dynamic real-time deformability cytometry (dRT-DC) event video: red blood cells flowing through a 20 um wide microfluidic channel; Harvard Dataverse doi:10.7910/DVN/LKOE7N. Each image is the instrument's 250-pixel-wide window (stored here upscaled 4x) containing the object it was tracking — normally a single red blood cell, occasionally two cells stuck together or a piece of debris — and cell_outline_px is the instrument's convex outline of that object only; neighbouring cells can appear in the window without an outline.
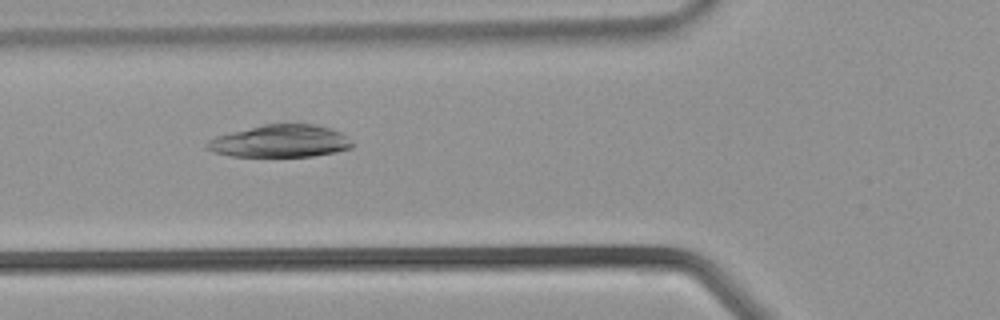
{"species": "common noctule bat (a hibernating species)", "species_latin": "Nyctalus noctula", "temperature_condition": "warm", "stored_images_in_passage": 29, "segment_of_instrument_passage": [1, 2], "camera_frame_rate_fps": 3000, "um_per_image_px": 0.085, "animal": {"sex": "male", "body_mass_g": 21.5, "forearm_length_mm": 52.0}, "frame": {"image": 1, "passage_image": 5, "time_ms": 1.333, "image_size_px": [1000, 320], "cell_outline_px": [[356, 144], [352, 148], [336, 152], [312, 156], [228, 156], [212, 152], [204, 144], [208, 140], [216, 136], [264, 124], [316, 124], [332, 128], [348, 136]], "centroid_in_image_um": [23.87, 12.0], "position_along_channel_um": 101.9, "area_um2": 27.63}}
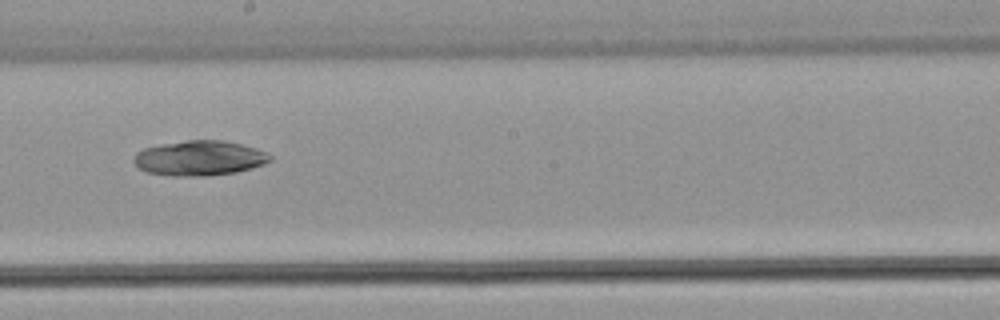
{"frame": {"image": 2, "passage_image": 12, "time_ms": 3.667, "image_size_px": [1000, 320], "cell_outline_px": [[272, 160], [264, 164], [252, 168], [236, 172], [204, 176], [168, 176], [148, 172], [140, 168], [132, 160], [136, 152], [144, 148], [160, 144], [188, 140], [224, 140], [256, 148], [272, 156]], "centroid_in_image_um": [16.94, 13.44], "position_along_channel_um": 231.3, "area_um2": 27.8}}
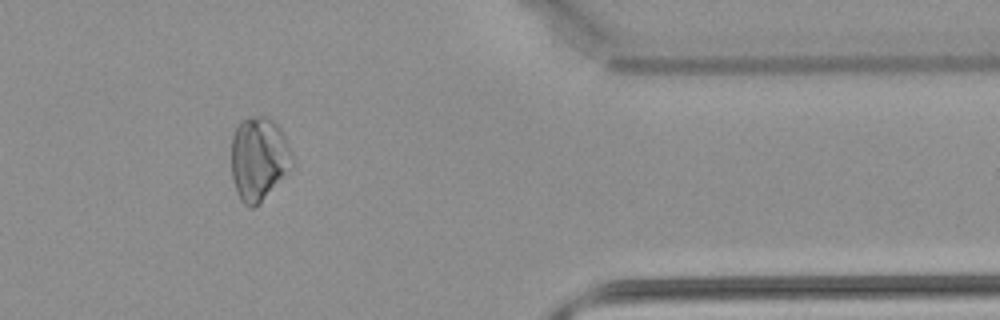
{"frame": {"image": 3, "passage_image": 22, "time_ms": 7.0, "image_size_px": [1000, 320], "cell_outline_px": [[292, 168], [260, 204], [256, 208], [248, 208], [240, 200], [236, 192], [232, 180], [232, 136], [240, 120], [248, 116], [268, 116], [280, 128], [292, 152]], "centroid_in_image_um": [21.99, 13.51], "position_along_channel_um": 389.4, "area_um2": 30.11}}